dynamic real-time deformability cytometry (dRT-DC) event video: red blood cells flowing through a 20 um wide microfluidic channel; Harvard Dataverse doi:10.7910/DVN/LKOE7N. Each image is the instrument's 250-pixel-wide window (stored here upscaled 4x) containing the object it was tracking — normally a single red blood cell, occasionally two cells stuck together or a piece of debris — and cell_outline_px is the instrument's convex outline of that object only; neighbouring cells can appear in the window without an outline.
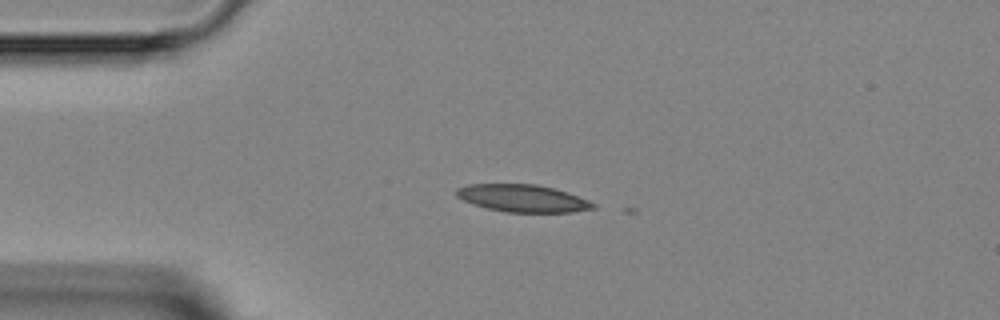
{"species": "Egyptian fruit bat (a non-hibernating species)", "species_latin": "Rousettus aegyptiacus", "temperature_condition": "room temperature", "stored_images_in_passage": 5, "camera_frame_rate_fps": 3000, "um_per_image_px": 0.085, "animal": {"sex": "female"}, "frame": {"image": 1, "passage_image": 2, "time_ms": 1.333, "image_size_px": [1000, 320], "cell_outline_px": [[596, 208], [572, 212], [504, 212], [488, 208], [464, 200], [456, 196], [456, 188], [468, 184], [536, 184], [568, 192], [588, 200], [596, 204]], "centroid_in_image_um": [44.45, 16.85], "position_along_channel_um": 40.6, "area_um2": 21.68}}
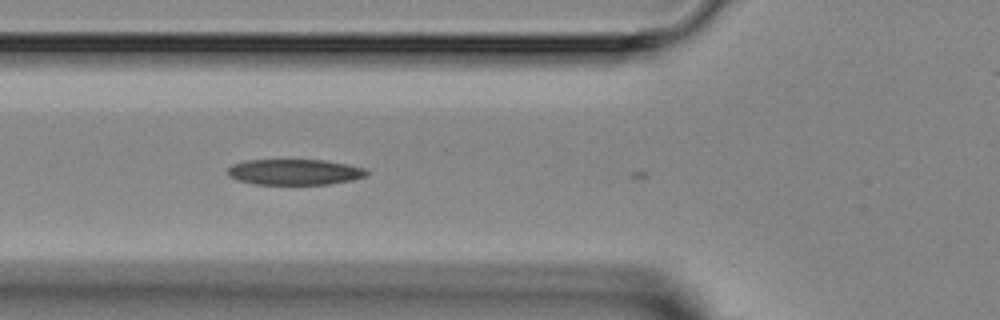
{"frame": {"image": 2, "passage_image": 4, "time_ms": 3.333, "image_size_px": [1000, 320], "cell_outline_px": [[368, 176], [352, 180], [328, 184], [252, 184], [236, 180], [228, 176], [228, 168], [232, 164], [244, 160], [324, 160], [348, 164], [364, 168], [368, 172]], "centroid_in_image_um": [25.02, 14.62], "position_along_channel_um": 100.8, "area_um2": 20.98}}